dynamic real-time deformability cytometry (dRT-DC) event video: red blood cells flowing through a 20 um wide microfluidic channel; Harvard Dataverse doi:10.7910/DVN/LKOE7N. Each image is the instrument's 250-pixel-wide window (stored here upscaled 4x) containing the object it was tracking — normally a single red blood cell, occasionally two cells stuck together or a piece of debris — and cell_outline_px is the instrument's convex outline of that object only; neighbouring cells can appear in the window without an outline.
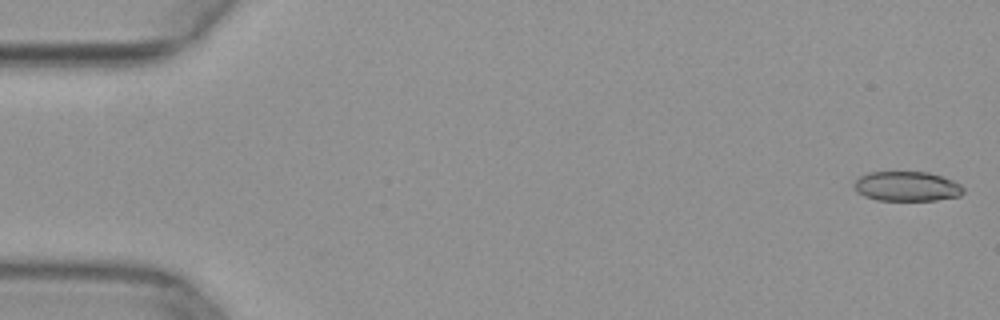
{"species": "common noctule bat (a hibernating species)", "species_latin": "Nyctalus noctula", "temperature_condition": "warm", "stored_images_in_passage": 50, "camera_frame_rate_fps": 3000, "um_per_image_px": 0.085, "animal": {"sex": "female", "body_mass_g": 29.2, "forearm_length_mm": 56.3}, "frame": {"image": 1, "passage_image": 1, "time_ms": 0.0, "image_size_px": [1000, 320], "cell_outline_px": [[964, 192], [960, 196], [936, 200], [876, 200], [864, 196], [856, 192], [852, 188], [856, 180], [860, 176], [868, 172], [928, 172], [952, 180], [960, 184], [964, 188]], "centroid_in_image_um": [77.06, 15.84], "position_along_channel_um": 7.9, "area_um2": 19.02}}
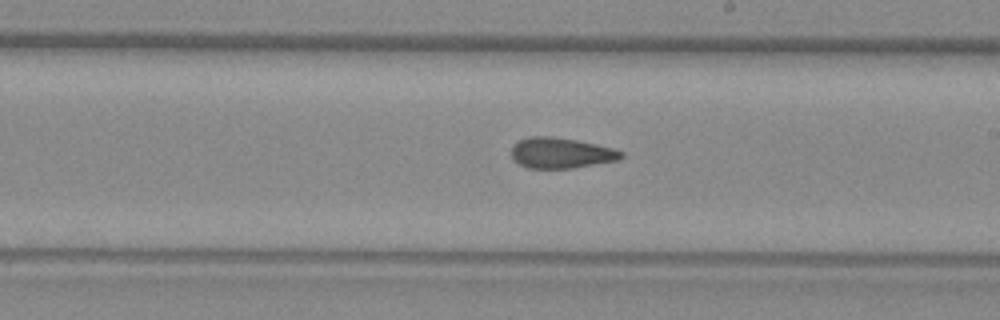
{"frame": {"image": 2, "passage_image": 29, "time_ms": 9.333, "image_size_px": [1000, 320], "cell_outline_px": [[624, 156], [620, 160], [572, 168], [528, 168], [520, 164], [512, 156], [512, 148], [520, 140], [528, 136], [552, 136], [576, 140], [612, 148], [624, 152]], "centroid_in_image_um": [47.72, 13.0], "position_along_channel_um": 241.3, "area_um2": 19.42}}
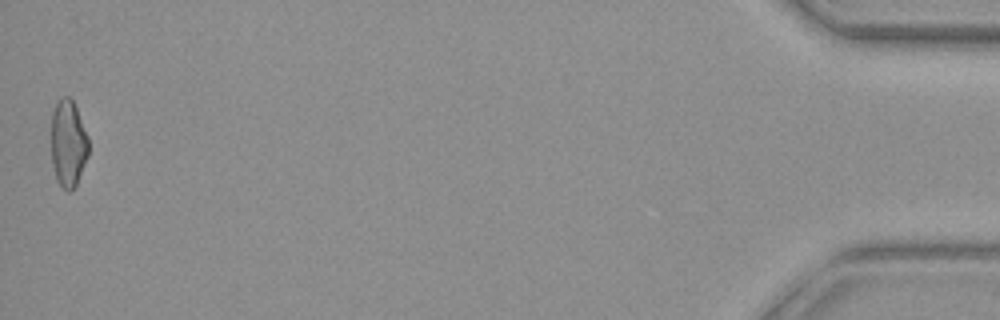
{"frame": {"image": 3, "passage_image": 50, "time_ms": 16.333, "image_size_px": [1000, 320], "cell_outline_px": [[88, 156], [76, 184], [68, 192], [56, 180], [52, 164], [52, 112], [56, 100], [60, 96], [68, 96], [72, 100], [76, 108], [88, 136]], "centroid_in_image_um": [5.79, 12.15], "position_along_channel_um": 429.4, "area_um2": 18.84}}